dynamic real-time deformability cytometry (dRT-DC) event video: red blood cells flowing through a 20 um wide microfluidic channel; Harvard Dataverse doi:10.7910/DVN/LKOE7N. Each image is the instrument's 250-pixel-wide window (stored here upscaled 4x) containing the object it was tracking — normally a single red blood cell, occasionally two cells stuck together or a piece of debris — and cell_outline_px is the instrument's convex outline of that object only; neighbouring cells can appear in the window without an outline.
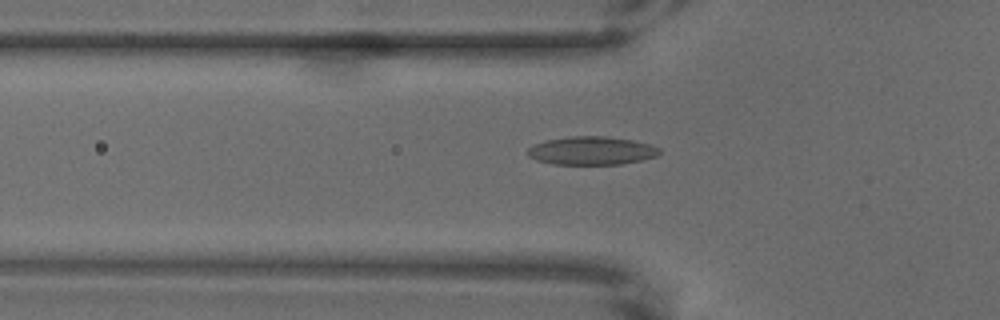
{"species": "common noctule bat (a hibernating species)", "species_latin": "Nyctalus noctula", "temperature_condition": "warm", "stored_images_in_passage": 48, "camera_frame_rate_fps": 3000, "um_per_image_px": 0.085, "animal": {"sex": "male", "body_mass_g": 18.8}, "frame": {"image": 1, "passage_image": 5, "time_ms": 1.333, "image_size_px": [1000, 320], "cell_outline_px": [[660, 152], [656, 156], [640, 160], [620, 164], [552, 164], [536, 160], [528, 156], [528, 148], [532, 144], [544, 140], [568, 136], [604, 136], [632, 140], [648, 144], [660, 148]], "centroid_in_image_um": [50.22, 12.8], "position_along_channel_um": 75.6, "area_um2": 21.73}}
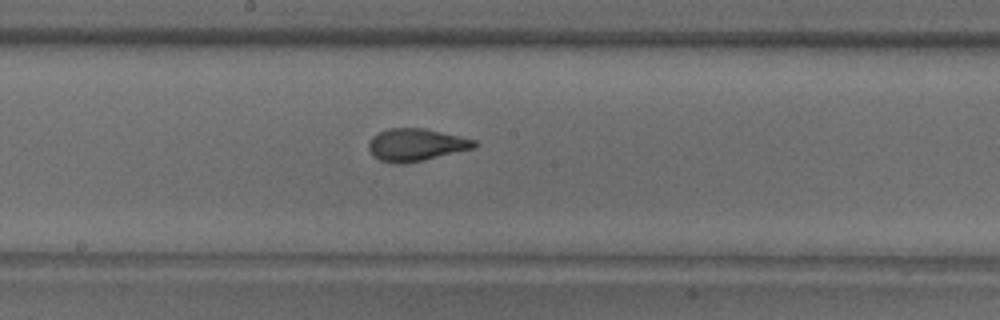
{"frame": {"image": 2, "passage_image": 18, "time_ms": 5.667, "image_size_px": [1000, 320], "cell_outline_px": [[480, 144], [476, 148], [424, 160], [404, 164], [396, 164], [380, 160], [372, 156], [368, 148], [368, 140], [372, 136], [388, 128], [424, 128], [476, 140]], "centroid_in_image_um": [35.36, 12.32], "position_along_channel_um": 212.8, "area_um2": 20.23}}
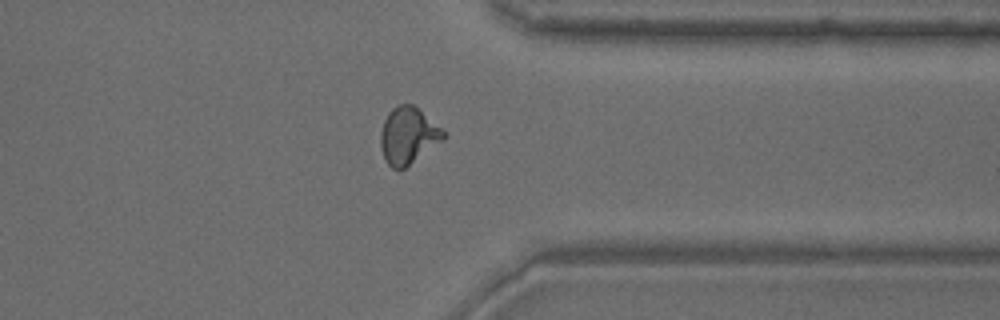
{"frame": {"image": 3, "passage_image": 34, "time_ms": 11.0, "image_size_px": [1000, 320], "cell_outline_px": [[448, 136], [444, 140], [400, 172], [392, 168], [388, 164], [384, 156], [380, 144], [380, 132], [384, 120], [388, 112], [392, 108], [400, 104], [412, 104], [440, 128]], "centroid_in_image_um": [34.68, 11.57], "position_along_channel_um": 376.7, "area_um2": 20.75}}